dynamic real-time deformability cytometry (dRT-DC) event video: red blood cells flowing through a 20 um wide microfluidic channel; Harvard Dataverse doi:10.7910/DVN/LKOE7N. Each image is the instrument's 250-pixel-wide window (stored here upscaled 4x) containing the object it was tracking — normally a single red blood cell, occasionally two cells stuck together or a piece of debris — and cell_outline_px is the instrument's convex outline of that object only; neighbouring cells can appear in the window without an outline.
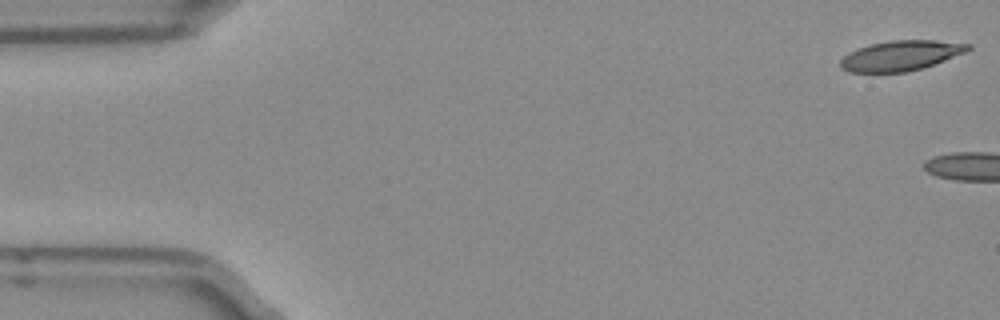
{"species": "Egyptian fruit bat (a non-hibernating species)", "species_latin": "Rousettus aegyptiacus", "temperature_condition": "room temperature", "stored_images_in_passage": 4, "camera_frame_rate_fps": 3000, "um_per_image_px": 0.085, "frame": {"image": 1, "passage_image": 1, "time_ms": 0.0, "image_size_px": [1000, 320], "cell_outline_px": [[972, 48], [964, 52], [924, 68], [908, 72], [848, 72], [840, 68], [840, 60], [848, 52], [868, 44], [888, 40], [936, 40], [972, 44]], "centroid_in_image_um": [76.54, 4.72], "position_along_channel_um": 8.5, "area_um2": 22.54}}